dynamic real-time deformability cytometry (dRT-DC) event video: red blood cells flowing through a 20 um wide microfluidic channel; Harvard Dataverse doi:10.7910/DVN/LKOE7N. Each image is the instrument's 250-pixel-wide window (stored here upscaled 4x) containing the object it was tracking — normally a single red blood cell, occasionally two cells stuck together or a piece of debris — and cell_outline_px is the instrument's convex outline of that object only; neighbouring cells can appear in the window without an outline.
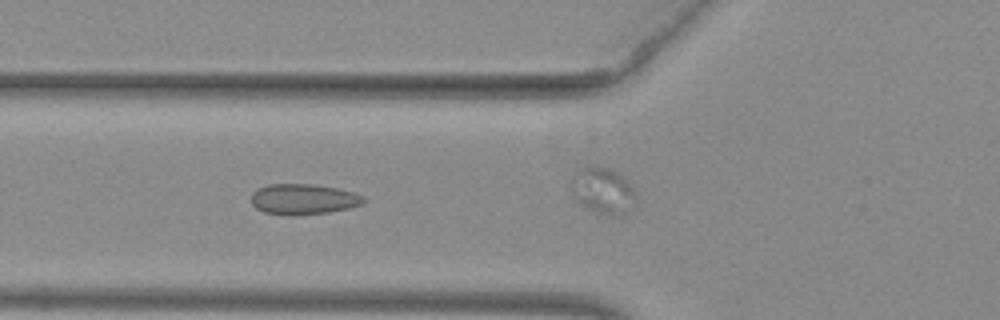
{"species": "common noctule bat (a hibernating species)", "species_latin": "Nyctalus noctula", "temperature_condition": "warm", "stored_images_in_passage": 27, "camera_frame_rate_fps": 3000, "um_per_image_px": 0.085, "animal": {"sex": "female", "body_mass_g": 29.2, "forearm_length_mm": 56.3}, "frame": {"image": 1, "passage_image": 5, "time_ms": 1.333, "image_size_px": [1000, 320], "cell_outline_px": [[364, 204], [348, 208], [328, 212], [292, 216], [264, 212], [256, 208], [252, 204], [252, 192], [268, 184], [312, 184], [336, 188], [352, 192], [364, 196]], "centroid_in_image_um": [25.78, 16.93], "position_along_channel_um": 100.0, "area_um2": 19.94}}
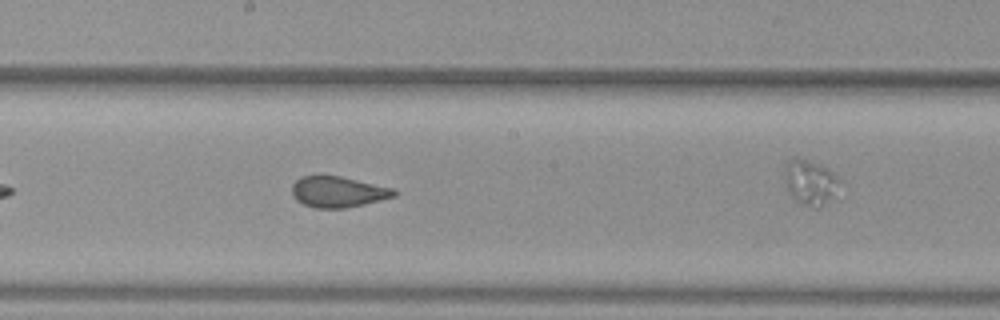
{"frame": {"image": 2, "passage_image": 14, "time_ms": 4.333, "image_size_px": [1000, 320], "cell_outline_px": [[400, 192], [396, 196], [364, 204], [344, 208], [316, 208], [304, 204], [296, 200], [292, 196], [292, 184], [300, 176], [316, 172], [320, 172], [340, 176], [396, 188]], "centroid_in_image_um": [28.72, 16.25], "position_along_channel_um": 219.5, "area_um2": 19.19}}
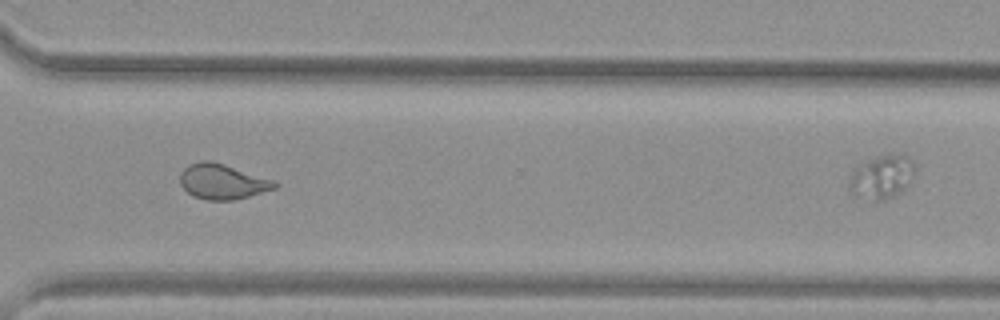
{"frame": {"image": 3, "passage_image": 24, "time_ms": 7.667, "image_size_px": [1000, 320], "cell_outline_px": [[280, 184], [276, 188], [248, 196], [232, 200], [204, 200], [192, 196], [180, 184], [180, 172], [188, 164], [200, 160], [212, 160], [276, 180]], "centroid_in_image_um": [18.91, 15.42], "position_along_channel_um": 351.7, "area_um2": 19.71}}